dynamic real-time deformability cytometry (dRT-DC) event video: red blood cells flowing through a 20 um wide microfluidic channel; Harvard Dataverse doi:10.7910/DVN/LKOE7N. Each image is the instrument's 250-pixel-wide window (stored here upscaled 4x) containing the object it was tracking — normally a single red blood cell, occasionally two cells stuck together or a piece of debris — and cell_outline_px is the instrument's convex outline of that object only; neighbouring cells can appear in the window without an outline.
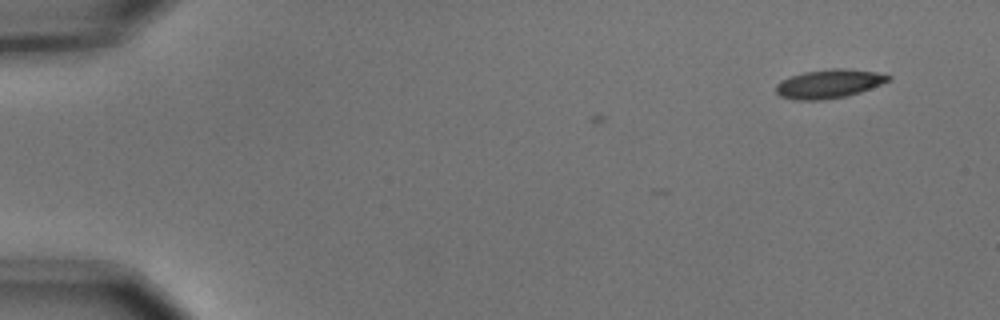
{"species": "common noctule bat (a hibernating species)", "species_latin": "Nyctalus noctula", "temperature_condition": "cold", "stored_images_in_passage": 2, "camera_frame_rate_fps": 3000, "um_per_image_px": 0.085, "animal": {"sex": "male", "body_mass_g": 15.6}, "frame": {"image": 1, "passage_image": 2, "time_ms": 0.333, "image_size_px": [1000, 320], "cell_outline_px": [[892, 76], [888, 80], [880, 84], [860, 92], [844, 96], [824, 100], [792, 100], [780, 96], [776, 92], [776, 84], [780, 80], [804, 72], [832, 68], [844, 68], [876, 72]], "centroid_in_image_um": [70.41, 7.12], "position_along_channel_um": 14.6, "area_um2": 18.73}}